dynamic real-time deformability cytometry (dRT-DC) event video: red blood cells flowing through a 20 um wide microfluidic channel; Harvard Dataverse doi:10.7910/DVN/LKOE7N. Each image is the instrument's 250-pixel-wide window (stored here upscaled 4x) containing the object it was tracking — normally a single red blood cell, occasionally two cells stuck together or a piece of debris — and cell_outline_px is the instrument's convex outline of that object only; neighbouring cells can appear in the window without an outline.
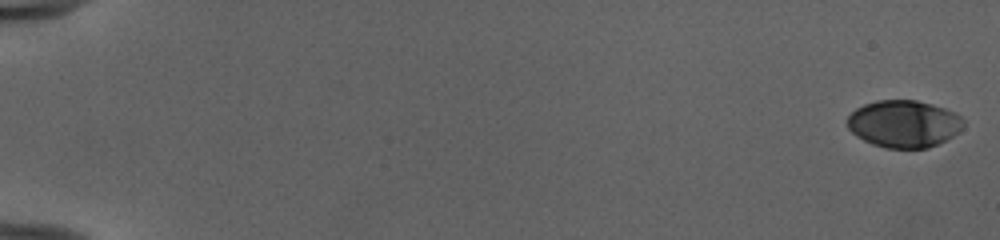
{"species": "human", "species_latin": "Homo sapiens", "temperature_condition": "cold", "stored_images_in_passage": 53, "camera_frame_rate_fps": 3000, "um_per_image_px": 0.085, "donor": {"sex": "female"}, "frame": {"image": 1, "passage_image": 1, "time_ms": 0.0, "image_size_px": [1000, 240], "cell_outline_px": [[964, 128], [960, 132], [928, 148], [884, 148], [872, 144], [856, 136], [848, 128], [848, 116], [856, 108], [864, 104], [876, 100], [916, 100], [932, 104], [956, 112], [964, 120]], "centroid_in_image_um": [76.84, 10.52], "position_along_channel_um": 8.2, "area_um2": 32.08}}
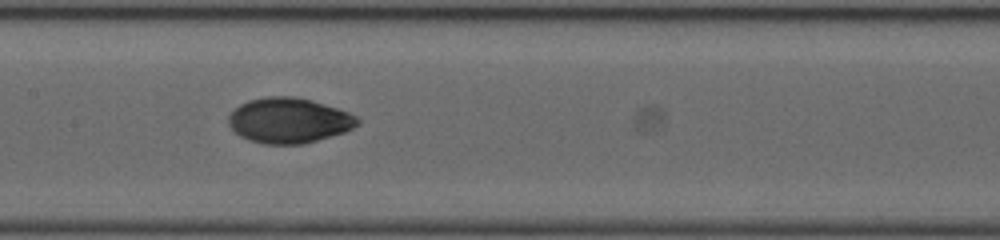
{"frame": {"image": 2, "passage_image": 29, "time_ms": 9.333, "image_size_px": [1000, 240], "cell_outline_px": [[360, 124], [344, 132], [304, 144], [264, 144], [248, 140], [240, 136], [228, 124], [228, 116], [240, 104], [248, 100], [264, 96], [292, 96], [312, 100], [348, 112], [356, 116], [360, 120]], "centroid_in_image_um": [24.55, 10.24], "position_along_channel_um": 182.9, "area_um2": 34.04}}
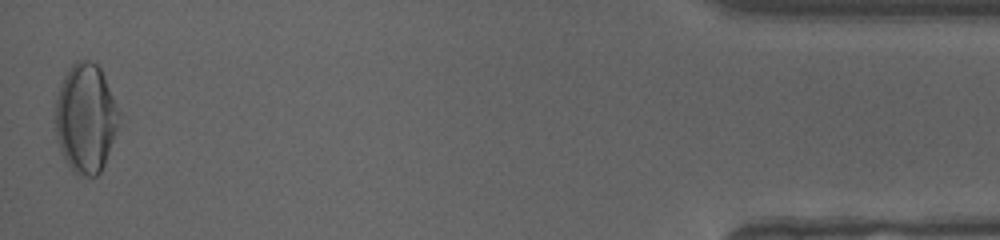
{"frame": {"image": 3, "passage_image": 53, "time_ms": 17.333, "image_size_px": [1000, 240], "cell_outline_px": [[120, 116], [116, 132], [104, 164], [100, 172], [96, 176], [76, 176], [72, 172], [56, 140], [56, 96], [60, 84], [68, 68], [76, 60], [88, 60], [96, 64], [100, 68], [104, 76], [120, 112]], "centroid_in_image_um": [7.27, 10.05], "position_along_channel_um": 427.9, "area_um2": 40.46}, "authors_computed_cell_mechanics": {"area_um2": 32.8882, "velocity_mm_per_s": 3.987, "shape_relaxation_time_tau1_ms": 4.0583, "shape_relaxation_time_tau2_ms": 0.7676, "deformation_change_tau1": 0.1817, "deformation_change_tau2": 0.0315}}